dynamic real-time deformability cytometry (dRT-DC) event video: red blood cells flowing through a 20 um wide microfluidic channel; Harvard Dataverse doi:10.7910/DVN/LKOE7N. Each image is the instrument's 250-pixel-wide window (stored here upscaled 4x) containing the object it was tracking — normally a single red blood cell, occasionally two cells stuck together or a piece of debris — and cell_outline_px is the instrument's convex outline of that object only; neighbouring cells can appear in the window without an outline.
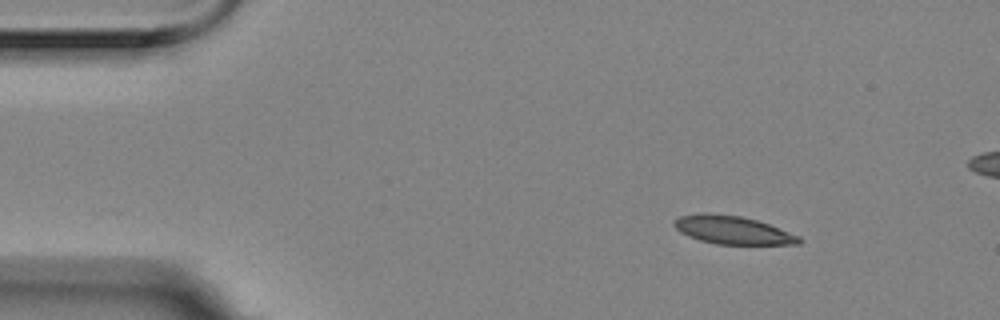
{"species": "Egyptian fruit bat (a non-hibernating species)", "species_latin": "Rousettus aegyptiacus", "temperature_condition": "room temperature", "stored_images_in_passage": 4, "segment_of_instrument_passage": [1, 2], "camera_frame_rate_fps": 3000, "um_per_image_px": 0.085, "animal": {"sex": "female"}, "frame": {"image": 1, "passage_image": 1, "time_ms": 0.0, "image_size_px": [1000, 320], "cell_outline_px": [[804, 240], [800, 244], [716, 244], [700, 240], [688, 236], [680, 232], [672, 224], [672, 220], [680, 216], [704, 212], [740, 216], [756, 220], [768, 224], [800, 236]], "centroid_in_image_um": [62.25, 19.55], "position_along_channel_um": 22.7, "area_um2": 20.52}}